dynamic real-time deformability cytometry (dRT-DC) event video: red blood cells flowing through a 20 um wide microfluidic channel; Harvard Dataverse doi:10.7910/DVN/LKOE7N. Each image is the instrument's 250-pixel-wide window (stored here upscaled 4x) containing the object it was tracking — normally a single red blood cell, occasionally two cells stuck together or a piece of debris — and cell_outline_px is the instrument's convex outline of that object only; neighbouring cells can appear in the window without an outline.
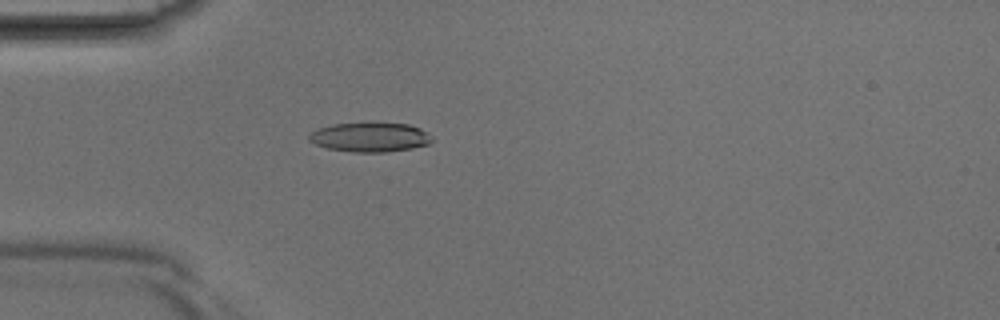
{"species": "Egyptian fruit bat (a non-hibernating species)", "species_latin": "Rousettus aegyptiacus", "temperature_condition": "room temperature", "stored_images_in_passage": 30, "camera_frame_rate_fps": 3000, "um_per_image_px": 0.085, "animal": {"sex": "male"}, "frame": {"image": 1, "passage_image": 1, "time_ms": 0.0, "image_size_px": [1000, 320], "cell_outline_px": [[432, 140], [428, 144], [412, 148], [384, 152], [352, 152], [328, 148], [316, 144], [308, 140], [308, 136], [312, 132], [320, 128], [332, 124], [408, 124], [420, 128]], "centroid_in_image_um": [31.41, 11.68], "position_along_channel_um": 53.6, "area_um2": 20.4}}
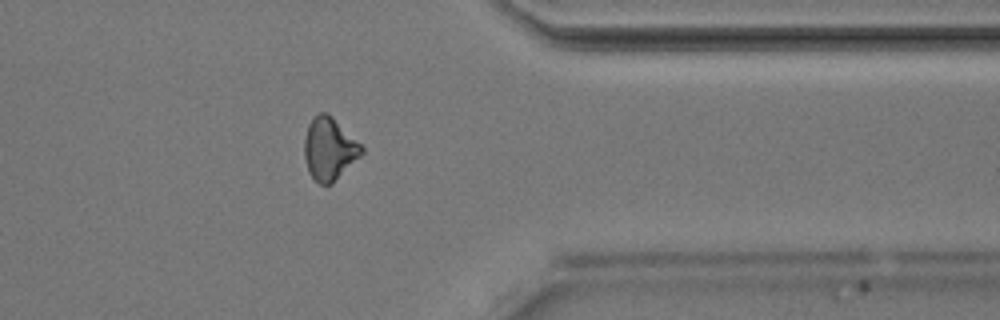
{"frame": {"image": 2, "passage_image": 22, "time_ms": 7.0, "image_size_px": [1000, 320], "cell_outline_px": [[364, 152], [332, 184], [320, 184], [308, 172], [304, 156], [304, 140], [308, 124], [312, 116], [316, 112], [328, 112], [364, 148]], "centroid_in_image_um": [27.96, 12.63], "position_along_channel_um": 383.4, "area_um2": 20.87}}
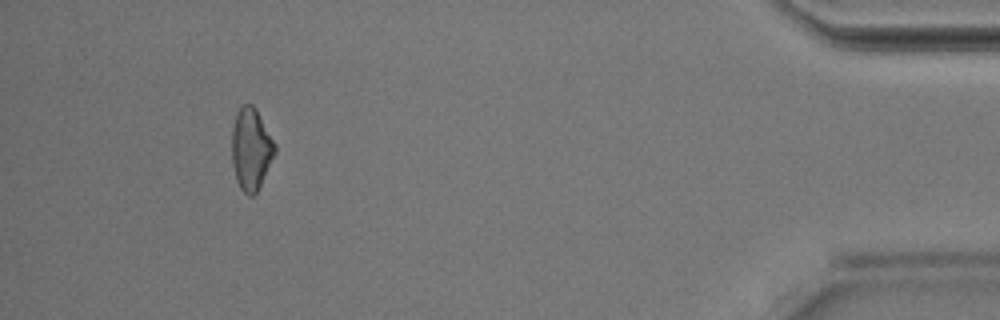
{"frame": {"image": 3, "passage_image": 27, "time_ms": 8.667, "image_size_px": [1000, 320], "cell_outline_px": [[276, 152], [256, 192], [252, 196], [248, 196], [240, 188], [236, 180], [232, 164], [232, 128], [236, 112], [244, 104], [252, 104], [256, 108], [276, 144]], "centroid_in_image_um": [21.33, 12.65], "position_along_channel_um": 413.9, "area_um2": 20.52}}